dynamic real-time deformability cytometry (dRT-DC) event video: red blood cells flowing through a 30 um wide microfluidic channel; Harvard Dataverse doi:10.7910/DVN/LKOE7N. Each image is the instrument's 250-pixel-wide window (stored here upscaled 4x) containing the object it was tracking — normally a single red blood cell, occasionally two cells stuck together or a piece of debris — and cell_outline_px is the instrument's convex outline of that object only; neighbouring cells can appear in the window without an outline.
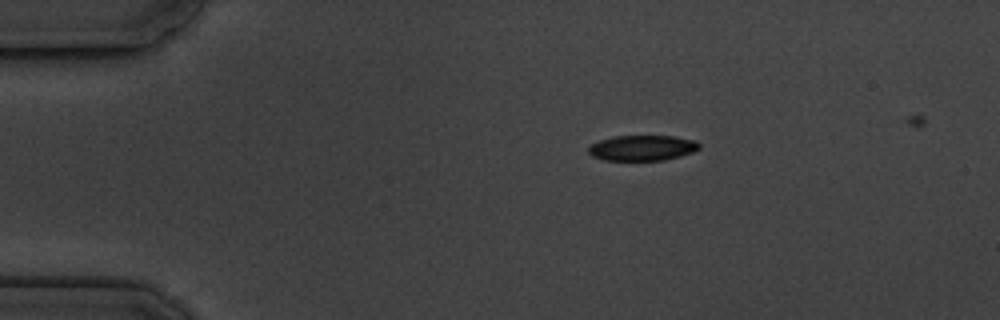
{"species": "common noctule bat (a hibernating species)", "species_latin": "Nyctalus noctula", "temperature_condition": "cold", "stored_images_in_passage": 3, "camera_frame_rate_fps": 3000, "um_per_image_px": 0.085, "animal": {"sex": "male", "body_mass_g": 19.5, "forearm_length_mm": 54.6}, "frame": {"image": 1, "passage_image": 1, "time_ms": 0.0, "image_size_px": [1000, 320], "cell_outline_px": [[700, 148], [692, 152], [680, 156], [664, 160], [604, 160], [592, 156], [588, 152], [588, 148], [592, 144], [600, 140], [612, 136], [676, 136], [696, 140], [700, 144]], "centroid_in_image_um": [54.61, 12.56], "position_along_channel_um": 30.4, "area_um2": 16.47}}